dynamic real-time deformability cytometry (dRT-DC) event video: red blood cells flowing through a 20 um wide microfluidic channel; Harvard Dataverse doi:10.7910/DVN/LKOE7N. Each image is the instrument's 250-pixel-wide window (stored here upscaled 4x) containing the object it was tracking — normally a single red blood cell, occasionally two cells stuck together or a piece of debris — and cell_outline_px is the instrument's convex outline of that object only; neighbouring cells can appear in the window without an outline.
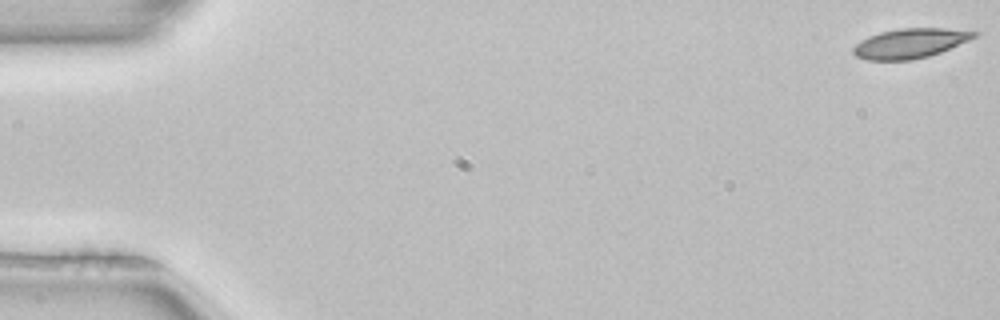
{"species": "common noctule bat (a hibernating species)", "species_latin": "Nyctalus noctula", "temperature_condition": "room temperature", "stored_images_in_passage": 5, "camera_frame_rate_fps": 3000, "um_per_image_px": 0.085, "animal": {"sex": "female", "body_mass_g": 22.7, "forearm_length_mm": 54.2}, "frame": {"image": 1, "passage_image": 1, "time_ms": 0.0, "image_size_px": [1000, 320], "cell_outline_px": [[980, 32], [976, 36], [968, 40], [940, 52], [928, 56], [912, 60], [868, 60], [856, 56], [852, 52], [852, 48], [856, 44], [868, 36], [880, 32], [900, 28], [944, 28]], "centroid_in_image_um": [77.33, 3.68], "position_along_channel_um": 7.7, "area_um2": 20.75}}
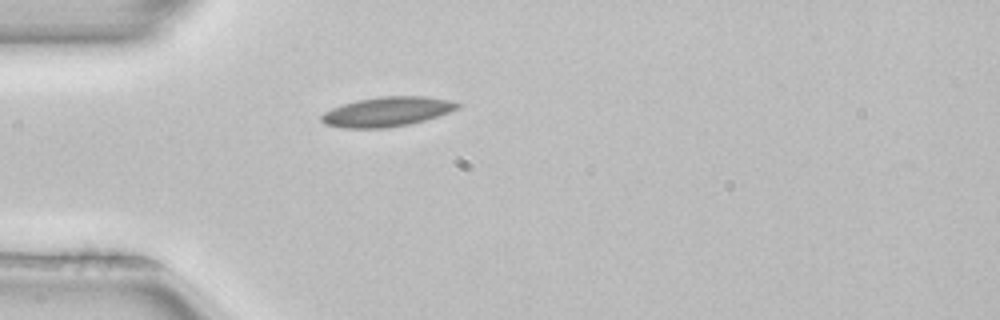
{"frame": {"image": 2, "passage_image": 5, "time_ms": 1.333, "image_size_px": [1000, 320], "cell_outline_px": [[460, 104], [456, 108], [448, 112], [424, 120], [408, 124], [388, 128], [344, 128], [324, 124], [320, 120], [320, 116], [324, 112], [332, 108], [344, 104], [360, 100], [380, 96], [424, 96], [448, 100]], "centroid_in_image_um": [32.84, 9.5], "position_along_channel_um": 52.2, "area_um2": 23.12}}